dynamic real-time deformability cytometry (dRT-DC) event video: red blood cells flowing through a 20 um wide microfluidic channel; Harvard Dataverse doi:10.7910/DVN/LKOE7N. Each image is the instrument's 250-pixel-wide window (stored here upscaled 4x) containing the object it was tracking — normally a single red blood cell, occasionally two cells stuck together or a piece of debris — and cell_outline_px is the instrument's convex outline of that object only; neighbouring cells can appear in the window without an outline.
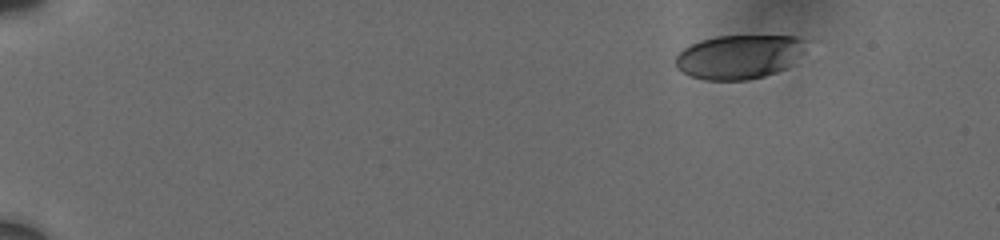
{"species": "human", "species_latin": "Homo sapiens", "temperature_condition": "cold", "stored_images_in_passage": 10, "camera_frame_rate_fps": 3000, "um_per_image_px": 0.085, "donor": {"sex": "male"}, "frame": {"image": 1, "passage_image": 1, "time_ms": 0.0, "image_size_px": [1000, 240], "cell_outline_px": [[820, 40], [784, 68], [776, 72], [764, 76], [748, 80], [704, 80], [692, 76], [676, 68], [676, 56], [684, 48], [692, 44], [716, 36], [796, 36]], "centroid_in_image_um": [62.98, 4.8], "position_along_channel_um": 22.0, "area_um2": 34.04}}
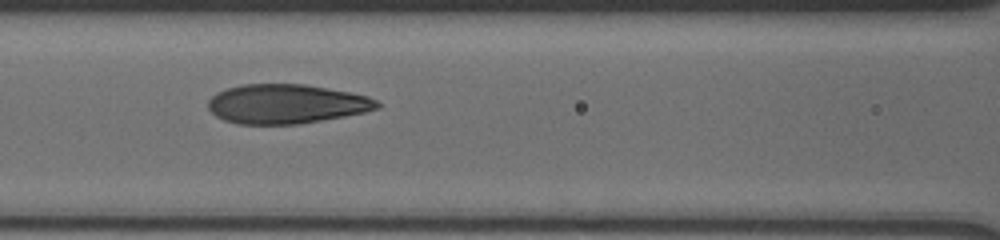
{"frame": {"image": 2, "passage_image": 9, "time_ms": 7.0, "image_size_px": [1000, 240], "cell_outline_px": [[380, 108], [364, 112], [344, 116], [300, 124], [236, 124], [224, 120], [216, 116], [208, 108], [208, 100], [216, 92], [240, 84], [304, 84], [348, 92], [368, 96], [376, 100], [380, 104]], "centroid_in_image_um": [24.31, 8.84], "position_along_channel_um": 142.3, "area_um2": 38.73}}
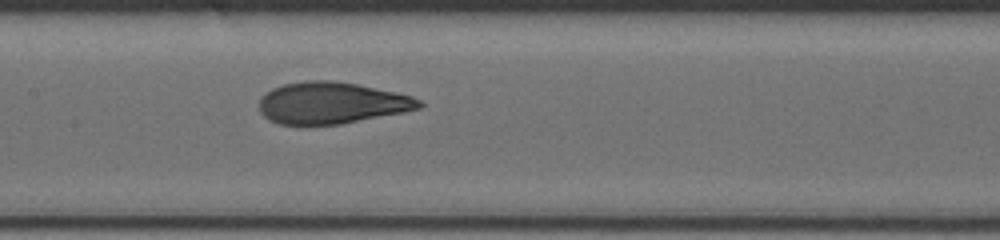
{"frame": {"image": 3, "passage_image": 10, "time_ms": 8.0, "image_size_px": [1000, 240], "cell_outline_px": [[424, 104], [420, 108], [404, 112], [340, 124], [280, 124], [268, 120], [260, 112], [260, 96], [272, 88], [284, 84], [304, 80], [332, 80], [356, 84], [396, 92], [412, 96], [420, 100]], "centroid_in_image_um": [28.17, 8.74], "position_along_channel_um": 179.2, "area_um2": 38.78}}